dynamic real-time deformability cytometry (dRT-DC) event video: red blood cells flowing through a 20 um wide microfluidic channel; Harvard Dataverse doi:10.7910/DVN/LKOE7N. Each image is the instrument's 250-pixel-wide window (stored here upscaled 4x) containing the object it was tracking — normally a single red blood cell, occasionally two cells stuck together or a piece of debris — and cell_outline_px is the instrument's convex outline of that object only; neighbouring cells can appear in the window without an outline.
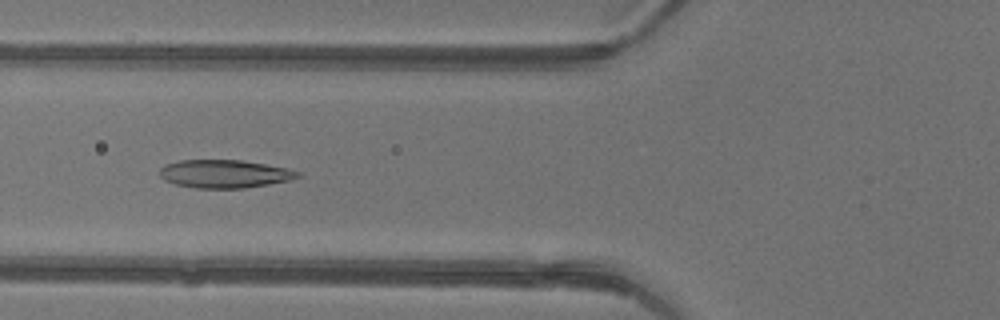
{"species": "common noctule bat (a hibernating species)", "species_latin": "Nyctalus noctula", "temperature_condition": "warm", "stored_images_in_passage": 48, "camera_frame_rate_fps": 3000, "um_per_image_px": 0.085, "animal": {"sex": "female"}, "frame": {"image": 1, "passage_image": 19, "time_ms": 6.0, "image_size_px": [1000, 320], "cell_outline_px": [[300, 176], [288, 180], [268, 184], [244, 188], [196, 188], [176, 184], [164, 180], [160, 176], [160, 168], [164, 164], [180, 160], [240, 160], [264, 164], [284, 168], [300, 172]], "centroid_in_image_um": [19.02, 14.77], "position_along_channel_um": 106.8, "area_um2": 22.37}}
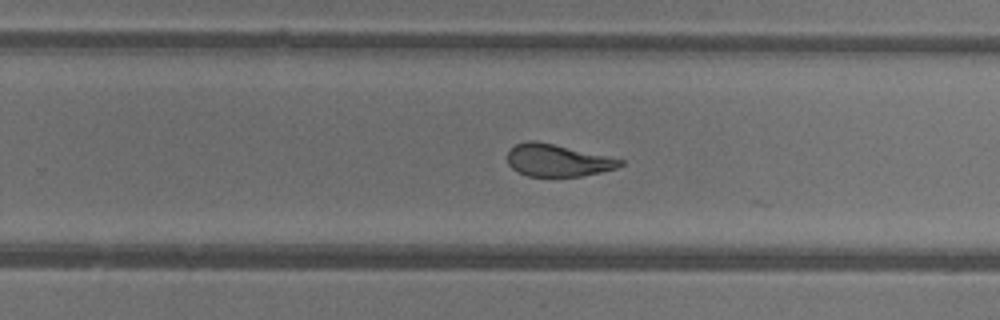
{"frame": {"image": 2, "passage_image": 31, "time_ms": 10.0, "image_size_px": [1000, 320], "cell_outline_px": [[624, 164], [616, 168], [600, 172], [580, 176], [528, 176], [512, 168], [508, 164], [508, 152], [516, 144], [528, 140], [536, 140], [624, 160]], "centroid_in_image_um": [47.38, 13.62], "position_along_channel_um": 282.4, "area_um2": 20.87}}
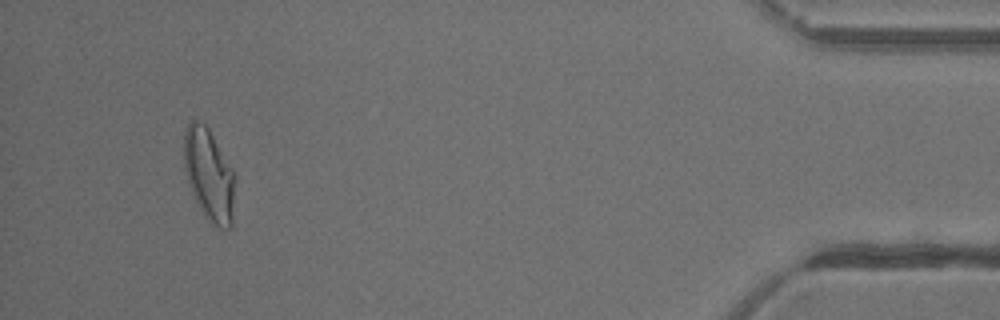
{"frame": {"image": 3, "passage_image": 45, "time_ms": 14.667, "image_size_px": [1000, 320], "cell_outline_px": [[236, 176], [232, 228], [216, 228], [204, 216], [192, 192], [184, 172], [184, 128], [192, 120], [196, 120], [204, 124], [208, 128], [232, 168]], "centroid_in_image_um": [17.78, 14.89], "position_along_channel_um": 417.4, "area_um2": 27.69}, "authors_computed_cell_mechanics": {"area_um2": 24.1604, "velocity_mm_per_s": 4.4068, "shape_relaxation_time_tau1_ms": 6.491, "shape_relaxation_time_tau2_ms": 1.3912, "deformation_change_tau1": 0.2, "deformation_change_tau2": 0.0846}}